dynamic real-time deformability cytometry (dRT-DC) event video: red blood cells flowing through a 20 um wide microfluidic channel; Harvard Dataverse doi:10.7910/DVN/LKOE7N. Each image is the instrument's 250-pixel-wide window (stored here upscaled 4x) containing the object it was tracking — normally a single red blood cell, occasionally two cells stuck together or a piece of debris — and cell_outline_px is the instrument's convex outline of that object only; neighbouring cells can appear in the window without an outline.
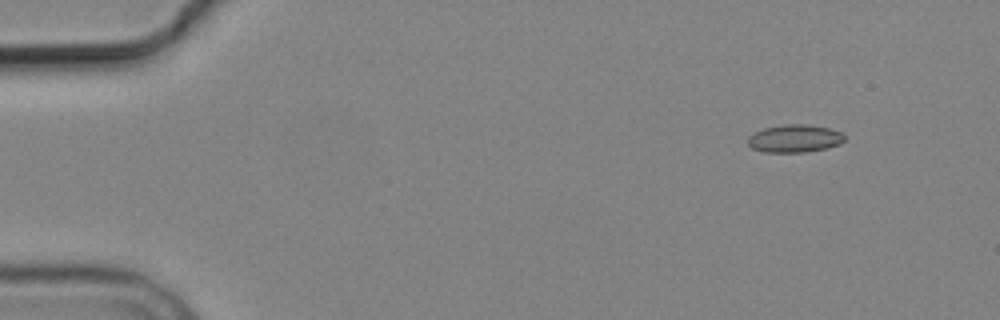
{"species": "common noctule bat (a hibernating species)", "species_latin": "Nyctalus noctula", "temperature_condition": "cold", "stored_images_in_passage": 5, "camera_frame_rate_fps": 3000, "um_per_image_px": 0.085, "animal": {"sex": "male", "body_mass_g": 19.2, "forearm_length_mm": 51.8}, "frame": {"image": 1, "passage_image": 2, "time_ms": 1.0, "image_size_px": [1000, 320], "cell_outline_px": [[844, 140], [840, 144], [828, 148], [804, 152], [764, 152], [752, 148], [748, 144], [748, 136], [764, 128], [784, 124], [808, 124], [828, 128], [844, 132]], "centroid_in_image_um": [67.57, 11.77], "position_along_channel_um": 17.4, "area_um2": 15.72}}